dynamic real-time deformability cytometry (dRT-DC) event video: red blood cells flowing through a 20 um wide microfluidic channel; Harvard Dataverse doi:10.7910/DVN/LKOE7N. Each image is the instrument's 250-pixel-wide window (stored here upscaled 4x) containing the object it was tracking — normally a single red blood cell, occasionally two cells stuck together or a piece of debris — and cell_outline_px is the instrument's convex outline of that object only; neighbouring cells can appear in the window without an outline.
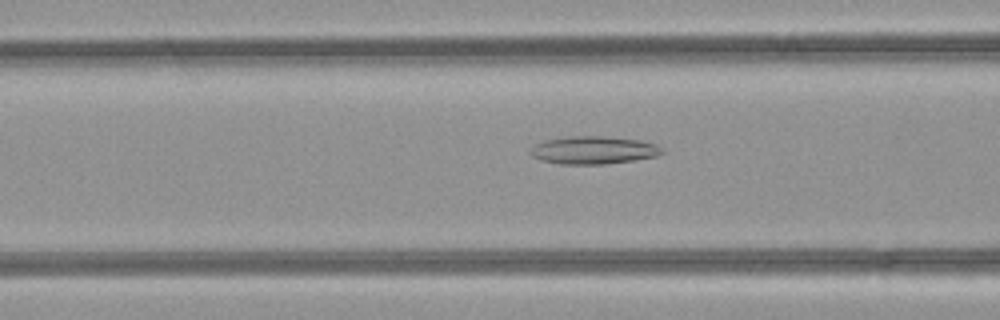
{"species": "common noctule bat (a hibernating species)", "species_latin": "Nyctalus noctula", "temperature_condition": "room temperature", "stored_images_in_passage": 17, "camera_frame_rate_fps": 3000, "um_per_image_px": 0.085, "animal": {"sex": "female", "body_mass_g": 21.9}, "frame": {"image": 1, "passage_image": 6, "time_ms": 1.667, "image_size_px": [1000, 320], "cell_outline_px": [[664, 152], [656, 156], [636, 160], [604, 164], [560, 164], [544, 160], [532, 156], [528, 152], [536, 144], [548, 140], [572, 136], [600, 136], [640, 140], [656, 144]], "centroid_in_image_um": [50.47, 12.77], "position_along_channel_um": 116.1, "area_um2": 21.04}}
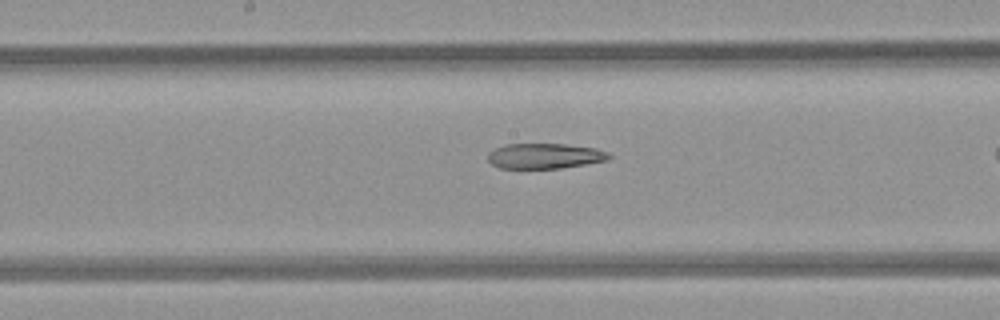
{"frame": {"image": 2, "passage_image": 12, "time_ms": 3.667, "image_size_px": [1000, 320], "cell_outline_px": [[612, 156], [608, 160], [560, 168], [500, 168], [492, 164], [488, 160], [488, 152], [504, 144], [564, 144], [596, 148], [608, 152]], "centroid_in_image_um": [46.3, 13.25], "position_along_channel_um": 201.9, "area_um2": 17.8}}
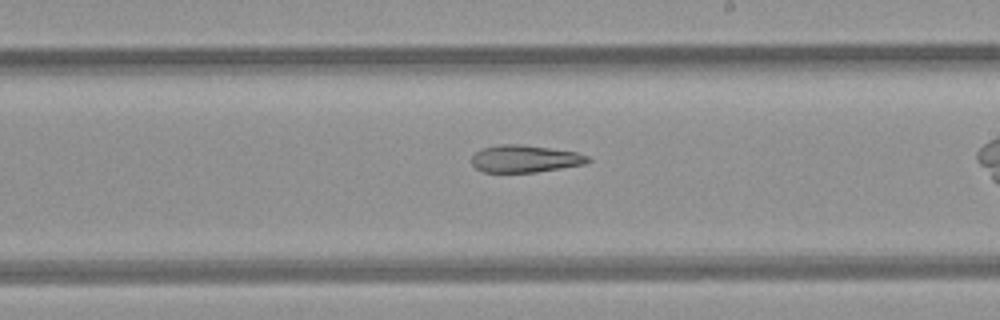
{"frame": {"image": 3, "passage_image": 15, "time_ms": 4.667, "image_size_px": [1000, 320], "cell_outline_px": [[592, 160], [584, 164], [536, 172], [484, 172], [476, 168], [472, 164], [472, 156], [476, 152], [484, 148], [500, 144], [516, 144], [548, 148], [576, 152], [588, 156]], "centroid_in_image_um": [44.62, 13.5], "position_along_channel_um": 244.4, "area_um2": 18.21}}